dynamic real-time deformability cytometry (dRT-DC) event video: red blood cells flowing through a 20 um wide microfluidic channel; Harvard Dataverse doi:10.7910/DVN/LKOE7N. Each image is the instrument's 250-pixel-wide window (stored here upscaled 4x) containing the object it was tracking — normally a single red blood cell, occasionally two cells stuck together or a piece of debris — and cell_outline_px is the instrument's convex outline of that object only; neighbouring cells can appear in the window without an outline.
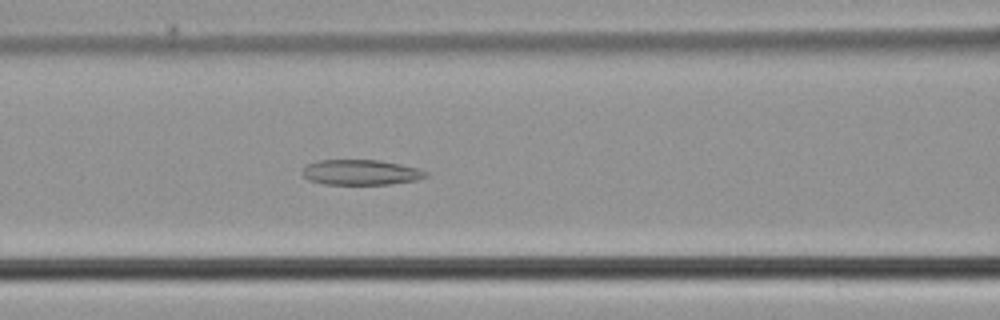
{"species": "common noctule bat (a hibernating species)", "species_latin": "Nyctalus noctula", "temperature_condition": "cold", "stored_images_in_passage": 50, "camera_frame_rate_fps": 3000, "um_per_image_px": 0.085, "animal": {"sex": "male", "body_mass_g": 21.5, "forearm_length_mm": 52.0}, "frame": {"image": 1, "passage_image": 21, "time_ms": 6.667, "image_size_px": [1000, 320], "cell_outline_px": [[428, 176], [416, 180], [388, 184], [324, 184], [308, 180], [300, 172], [308, 164], [316, 160], [380, 160], [400, 164], [416, 168], [428, 172]], "centroid_in_image_um": [30.64, 14.64], "position_along_channel_um": 136.0, "area_um2": 18.15}}
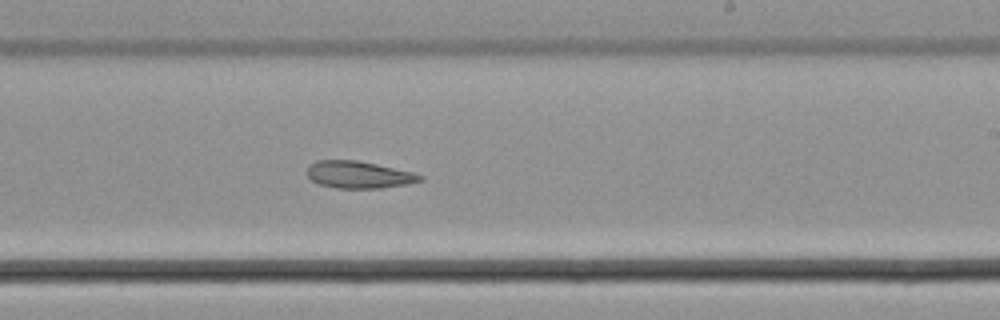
{"frame": {"image": 2, "passage_image": 30, "time_ms": 9.667, "image_size_px": [1000, 320], "cell_outline_px": [[424, 180], [404, 184], [380, 188], [336, 188], [320, 184], [312, 180], [308, 176], [308, 168], [316, 160], [356, 160], [376, 164], [412, 172], [424, 176]], "centroid_in_image_um": [30.5, 14.85], "position_along_channel_um": 258.5, "area_um2": 17.57}}
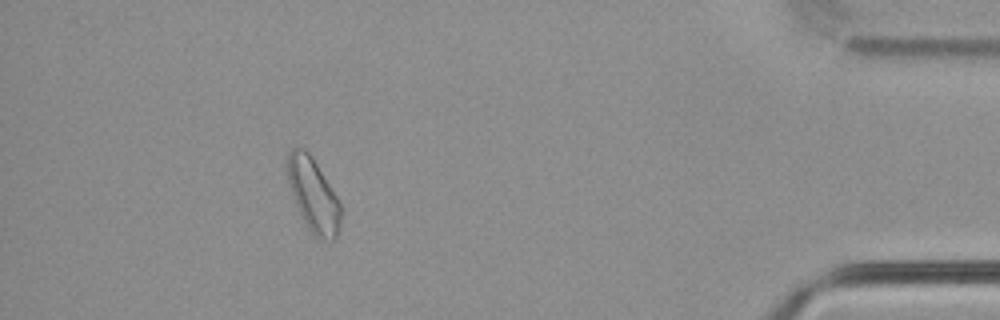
{"frame": {"image": 3, "passage_image": 45, "time_ms": 14.667, "image_size_px": [1000, 320], "cell_outline_px": [[344, 212], [336, 236], [332, 240], [316, 240], [308, 228], [296, 204], [288, 180], [284, 164], [288, 152], [292, 148], [304, 148], [312, 156], [344, 208]], "centroid_in_image_um": [26.65, 16.58], "position_along_channel_um": 408.6, "area_um2": 23.29}}